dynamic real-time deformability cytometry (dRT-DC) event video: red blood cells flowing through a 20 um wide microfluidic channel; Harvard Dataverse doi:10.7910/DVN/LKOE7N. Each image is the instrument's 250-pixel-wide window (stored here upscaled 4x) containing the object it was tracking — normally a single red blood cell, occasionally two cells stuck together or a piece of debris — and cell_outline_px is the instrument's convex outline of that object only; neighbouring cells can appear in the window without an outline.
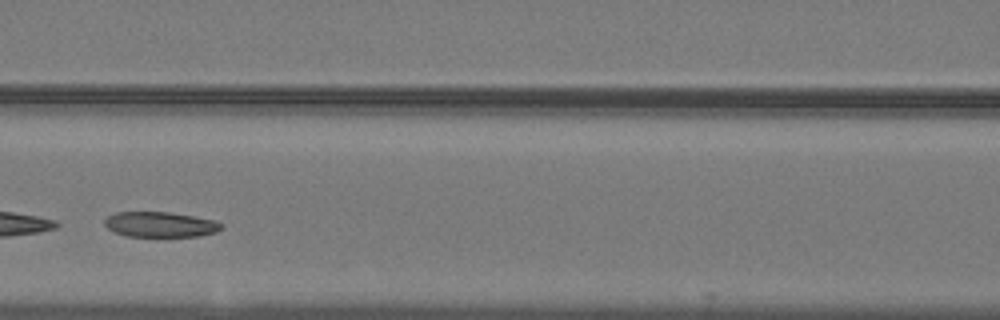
{"species": "common noctule bat (a hibernating species)", "species_latin": "Nyctalus noctula", "temperature_condition": "warm", "stored_images_in_passage": 39, "camera_frame_rate_fps": 3000, "um_per_image_px": 0.085, "animal": {"sex": "male", "body_mass_g": 19.2, "forearm_length_mm": 51.8}, "frame": {"image": 1, "passage_image": 12, "time_ms": 3.667, "image_size_px": [1000, 320], "cell_outline_px": [[224, 228], [216, 232], [200, 236], [168, 240], [164, 240], [124, 236], [112, 232], [104, 224], [104, 220], [108, 216], [116, 212], [168, 212], [216, 220], [224, 224]], "centroid_in_image_um": [13.65, 19.15], "position_along_channel_um": 152.9, "area_um2": 18.5}, "authors_computed_cell_mechanics": {"area_um2": 19.1896, "velocity_mm_per_s": 3.9988, "shape_relaxation_time_tau1_ms": 5.0271, "shape_relaxation_time_tau2_ms": 6.8386, "deformation_change_tau1": 0.1216, "deformation_change_tau2": 0.161}}